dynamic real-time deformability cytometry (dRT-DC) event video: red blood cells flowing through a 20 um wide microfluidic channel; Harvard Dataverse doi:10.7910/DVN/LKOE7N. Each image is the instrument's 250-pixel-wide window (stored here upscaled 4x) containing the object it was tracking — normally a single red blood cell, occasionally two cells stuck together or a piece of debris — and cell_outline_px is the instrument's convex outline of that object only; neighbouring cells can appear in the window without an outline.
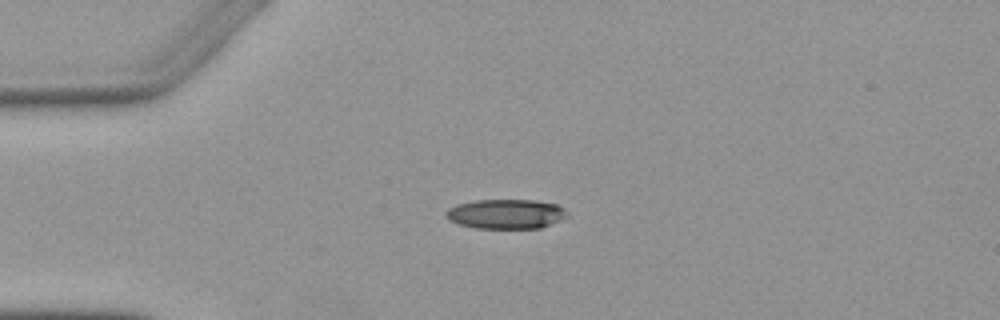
{"species": "Egyptian fruit bat (a non-hibernating species)", "species_latin": "Rousettus aegyptiacus", "temperature_condition": "warm", "stored_images_in_passage": 2, "camera_frame_rate_fps": 3000, "um_per_image_px": 0.085, "animal": {"sex": "female"}, "frame": {"image": 1, "passage_image": 2, "time_ms": 1.333, "image_size_px": [1000, 320], "cell_outline_px": [[568, 216], [560, 220], [540, 228], [476, 228], [460, 224], [448, 220], [444, 216], [444, 212], [448, 208], [456, 204], [476, 200], [536, 200], [556, 204], [564, 208], [568, 212]], "centroid_in_image_um": [42.98, 18.18], "position_along_channel_um": 42.0, "area_um2": 21.04}}